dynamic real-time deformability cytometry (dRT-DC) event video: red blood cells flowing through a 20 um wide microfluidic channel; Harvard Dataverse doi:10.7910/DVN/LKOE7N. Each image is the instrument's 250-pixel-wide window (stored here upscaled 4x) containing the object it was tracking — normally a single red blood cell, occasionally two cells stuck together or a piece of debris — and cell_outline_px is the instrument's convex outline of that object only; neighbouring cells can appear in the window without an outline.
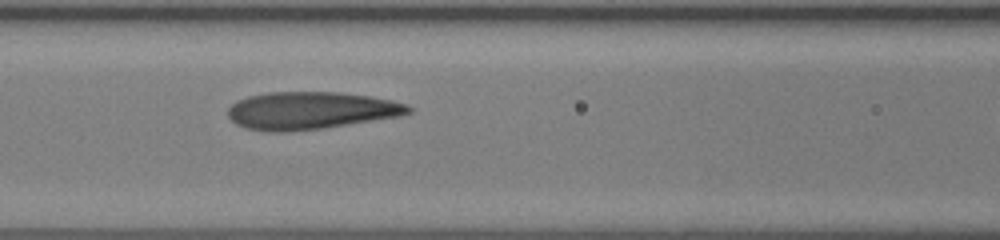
{"species": "human", "species_latin": "Homo sapiens", "temperature_condition": "room temperature", "stored_images_in_passage": 10, "camera_frame_rate_fps": 3000, "um_per_image_px": 0.085, "donor": {"sex": "female"}, "frame": {"image": 1, "passage_image": 9, "time_ms": 2.667, "image_size_px": [1000, 240], "cell_outline_px": [[412, 112], [396, 116], [320, 128], [284, 132], [272, 132], [248, 128], [236, 124], [228, 116], [228, 108], [236, 100], [248, 96], [268, 92], [340, 92], [368, 96], [392, 100], [408, 104], [412, 108]], "centroid_in_image_um": [26.37, 9.38], "position_along_channel_um": 140.2, "area_um2": 39.02}}